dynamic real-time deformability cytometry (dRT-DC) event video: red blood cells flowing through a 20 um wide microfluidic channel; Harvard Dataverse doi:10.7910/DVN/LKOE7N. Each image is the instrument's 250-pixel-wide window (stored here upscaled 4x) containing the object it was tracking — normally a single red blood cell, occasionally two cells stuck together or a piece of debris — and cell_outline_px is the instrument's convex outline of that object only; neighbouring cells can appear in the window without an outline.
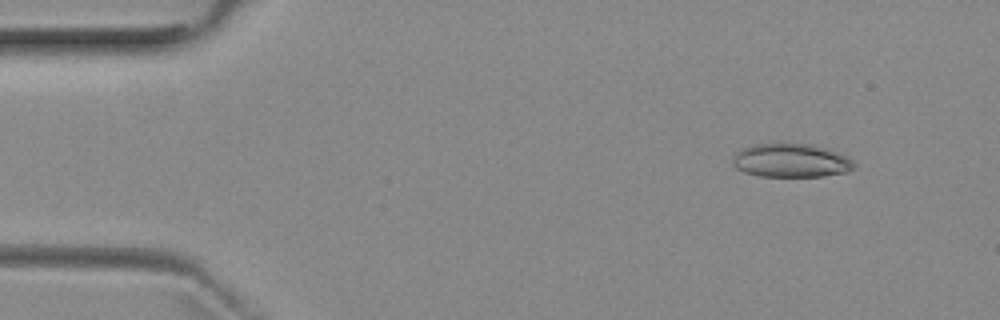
{"species": "common noctule bat (a hibernating species)", "species_latin": "Nyctalus noctula", "temperature_condition": "room temperature", "stored_images_in_passage": 6, "camera_frame_rate_fps": 3000, "um_per_image_px": 0.085, "animal": {"sex": "female", "body_mass_g": 29.2, "forearm_length_mm": 56.3}, "frame": {"image": 1, "passage_image": 2, "time_ms": 1.0, "image_size_px": [1000, 320], "cell_outline_px": [[856, 168], [844, 172], [820, 176], [760, 176], [744, 172], [736, 168], [732, 164], [732, 156], [740, 148], [752, 144], [812, 144], [848, 156], [856, 164]], "centroid_in_image_um": [67.2, 13.64], "position_along_channel_um": 17.8, "area_um2": 23.81}}